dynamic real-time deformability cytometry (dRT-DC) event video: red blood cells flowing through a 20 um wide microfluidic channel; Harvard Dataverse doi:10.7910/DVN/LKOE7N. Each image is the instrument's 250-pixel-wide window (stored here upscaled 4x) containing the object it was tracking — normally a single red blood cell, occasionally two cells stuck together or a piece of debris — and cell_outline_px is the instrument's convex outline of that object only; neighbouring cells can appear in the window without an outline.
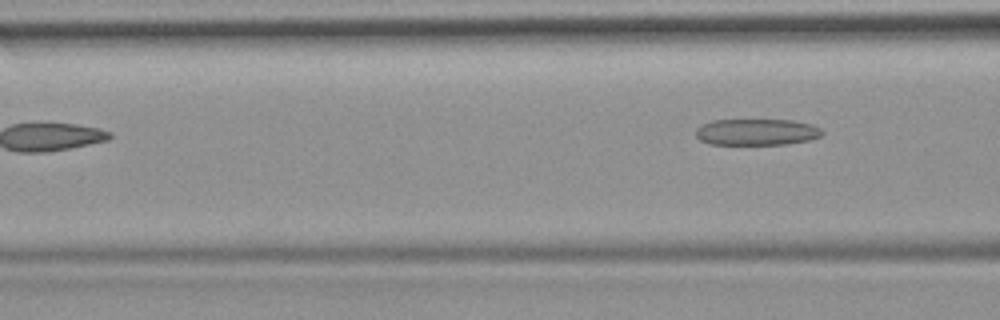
{"species": "common noctule bat (a hibernating species)", "species_latin": "Nyctalus noctula", "temperature_condition": "room temperature", "stored_images_in_passage": 5, "camera_frame_rate_fps": 3000, "um_per_image_px": 0.085, "animal": {"sex": "female", "body_mass_g": 19.9}, "frame": {"image": 1, "passage_image": 5, "time_ms": 1.333, "image_size_px": [1000, 320], "cell_outline_px": [[824, 132], [820, 136], [808, 140], [788, 144], [708, 144], [700, 140], [696, 136], [696, 128], [700, 124], [712, 120], [792, 120], [812, 124], [820, 128]], "centroid_in_image_um": [64.29, 11.22], "position_along_channel_um": 102.3, "area_um2": 19.54}}